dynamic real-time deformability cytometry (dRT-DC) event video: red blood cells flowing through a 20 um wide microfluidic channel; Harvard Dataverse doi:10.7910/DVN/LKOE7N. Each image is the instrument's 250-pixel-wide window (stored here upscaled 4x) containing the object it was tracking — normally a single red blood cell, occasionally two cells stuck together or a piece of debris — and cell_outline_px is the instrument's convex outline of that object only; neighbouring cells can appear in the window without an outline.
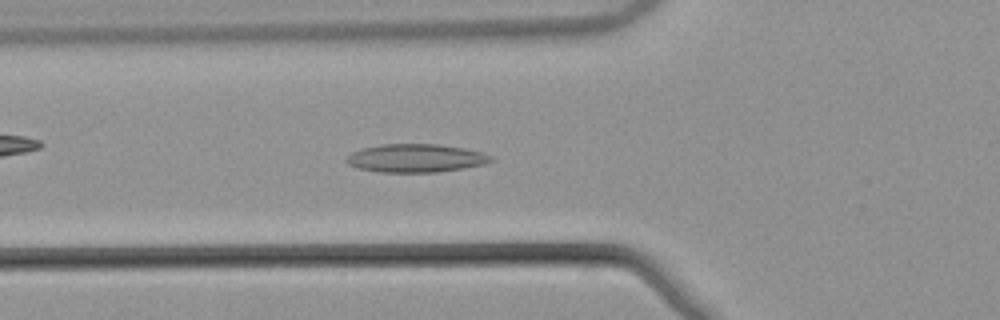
{"species": "common noctule bat (a hibernating species)", "species_latin": "Nyctalus noctula", "temperature_condition": "warm", "stored_images_in_passage": 50, "camera_frame_rate_fps": 3000, "um_per_image_px": 0.085, "animal": {"sex": "male", "body_mass_g": 21.5, "forearm_length_mm": 52.0}, "frame": {"image": 1, "passage_image": 16, "time_ms": 5.0, "image_size_px": [1000, 320], "cell_outline_px": [[496, 160], [484, 164], [436, 172], [380, 172], [360, 168], [348, 164], [344, 160], [352, 152], [364, 148], [384, 144], [436, 144], [464, 148], [480, 152], [492, 156]], "centroid_in_image_um": [35.35, 13.44], "position_along_channel_um": 90.5, "area_um2": 23.52}}
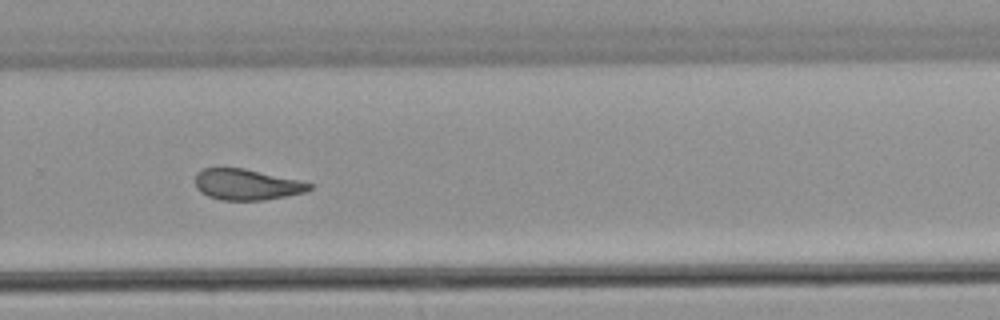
{"frame": {"image": 2, "passage_image": 33, "time_ms": 10.667, "image_size_px": [1000, 320], "cell_outline_px": [[312, 188], [304, 192], [264, 200], [220, 200], [208, 196], [200, 192], [196, 188], [196, 172], [204, 168], [244, 168], [296, 180], [312, 184]], "centroid_in_image_um": [20.9, 15.69], "position_along_channel_um": 308.9, "area_um2": 20.29}}
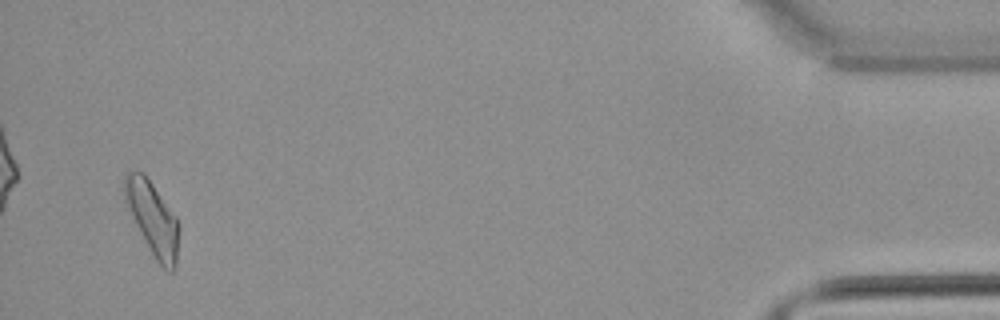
{"frame": {"image": 3, "passage_image": 48, "time_ms": 15.667, "image_size_px": [1000, 320], "cell_outline_px": [[180, 228], [176, 268], [172, 272], [168, 272], [156, 260], [140, 232], [124, 200], [124, 176], [128, 172], [144, 172], [176, 216]], "centroid_in_image_um": [13.0, 18.58], "position_along_channel_um": 422.2, "area_um2": 23.12}, "authors_computed_cell_mechanics": {"area_um2": 21.8484, "velocity_mm_per_s": 3.8587, "shape_relaxation_time_tau1_ms": null, "shape_relaxation_time_tau2_ms": 4.8037, "deformation_change_tau1": null, "deformation_change_tau2": 0.0972}}